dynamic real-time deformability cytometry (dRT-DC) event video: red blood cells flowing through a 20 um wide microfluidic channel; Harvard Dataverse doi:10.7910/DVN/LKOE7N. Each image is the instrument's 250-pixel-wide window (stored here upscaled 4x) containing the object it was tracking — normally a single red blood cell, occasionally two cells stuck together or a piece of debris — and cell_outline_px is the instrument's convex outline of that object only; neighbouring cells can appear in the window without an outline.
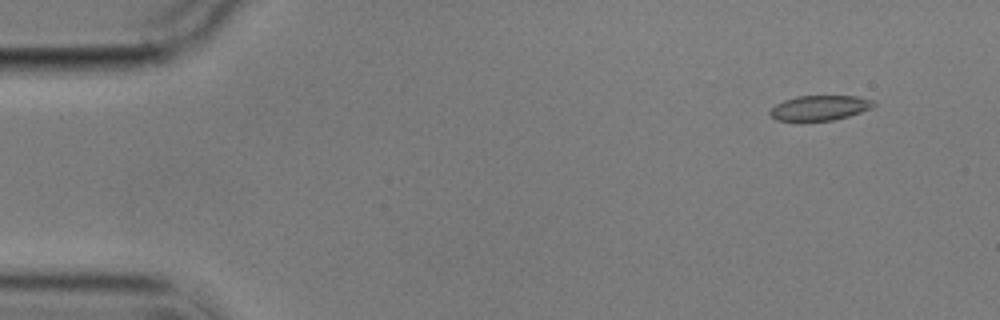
{"species": "common noctule bat (a hibernating species)", "species_latin": "Nyctalus noctula", "temperature_condition": "cold", "stored_images_in_passage": 6, "camera_frame_rate_fps": 3000, "um_per_image_px": 0.085, "animal": {"sex": "male", "body_mass_g": 17.9}, "frame": {"image": 1, "passage_image": 2, "time_ms": 1.0, "image_size_px": [1000, 320], "cell_outline_px": [[876, 104], [872, 108], [848, 116], [832, 120], [776, 120], [768, 112], [776, 104], [784, 100], [796, 96], [856, 96], [872, 100]], "centroid_in_image_um": [69.68, 9.16], "position_along_channel_um": 15.3, "area_um2": 14.85}}